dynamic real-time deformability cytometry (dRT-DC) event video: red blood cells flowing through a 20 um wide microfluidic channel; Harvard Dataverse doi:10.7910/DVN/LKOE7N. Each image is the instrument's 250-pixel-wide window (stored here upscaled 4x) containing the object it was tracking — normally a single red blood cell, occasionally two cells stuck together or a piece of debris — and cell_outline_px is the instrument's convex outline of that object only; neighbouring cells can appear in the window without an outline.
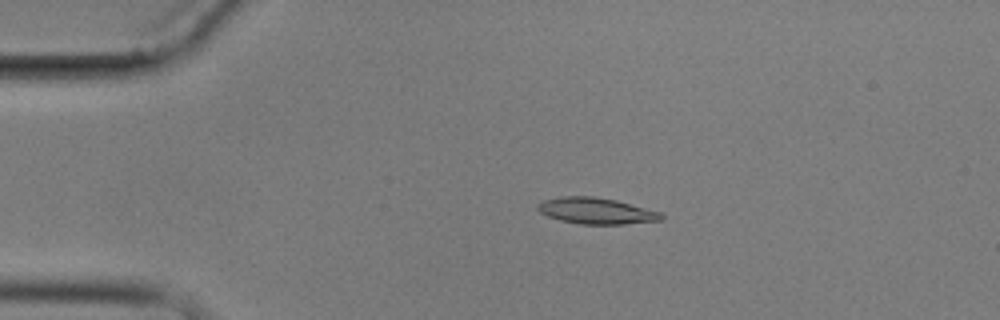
{"species": "common noctule bat (a hibernating species)", "species_latin": "Nyctalus noctula", "temperature_condition": "cold", "stored_images_in_passage": 5, "camera_frame_rate_fps": 3000, "um_per_image_px": 0.085, "animal": {"sex": "male", "body_mass_g": 17.9}, "frame": {"image": 1, "passage_image": 4, "time_ms": 3.667, "image_size_px": [1000, 320], "cell_outline_px": [[664, 220], [624, 224], [580, 224], [560, 220], [548, 216], [540, 212], [536, 208], [536, 204], [544, 200], [560, 196], [592, 196], [616, 200], [660, 212], [664, 216]], "centroid_in_image_um": [50.66, 17.92], "position_along_channel_um": 34.3, "area_um2": 18.9}}